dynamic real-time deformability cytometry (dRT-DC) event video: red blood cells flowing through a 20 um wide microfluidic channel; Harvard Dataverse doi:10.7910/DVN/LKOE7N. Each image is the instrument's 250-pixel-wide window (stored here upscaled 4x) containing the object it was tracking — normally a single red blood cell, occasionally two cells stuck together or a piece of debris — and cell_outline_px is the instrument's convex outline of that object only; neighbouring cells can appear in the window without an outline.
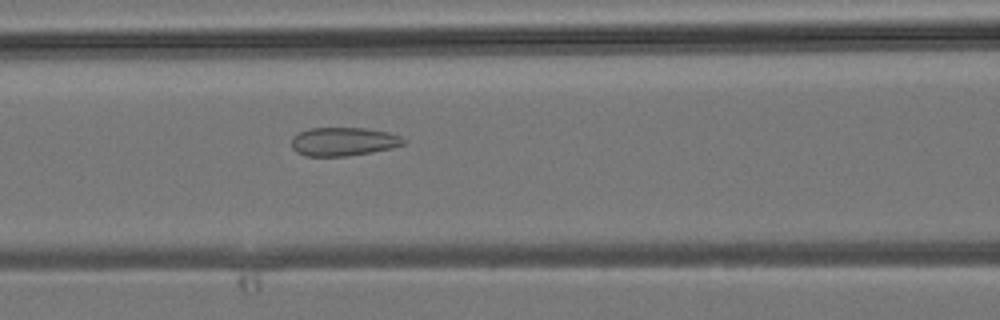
{"species": "common noctule bat (a hibernating species)", "species_latin": "Nyctalus noctula", "temperature_condition": "room temperature", "stored_images_in_passage": 38, "camera_frame_rate_fps": 3000, "um_per_image_px": 0.085, "animal": {"sex": "male", "body_mass_g": 19.2, "forearm_length_mm": 51.8}, "frame": {"image": 1, "passage_image": 17, "time_ms": 5.333, "image_size_px": [1000, 320], "cell_outline_px": [[408, 140], [404, 144], [392, 148], [348, 156], [304, 156], [296, 152], [292, 148], [292, 136], [308, 128], [364, 128], [388, 132], [400, 136]], "centroid_in_image_um": [29.19, 12.03], "position_along_channel_um": 137.4, "area_um2": 18.73}}
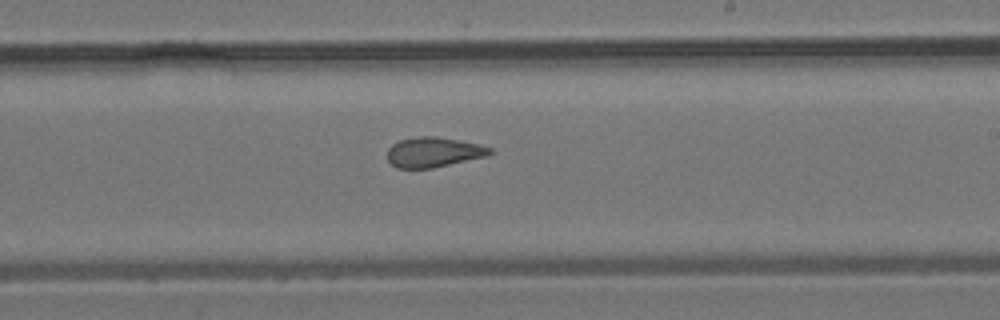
{"frame": {"image": 2, "passage_image": 24, "time_ms": 7.667, "image_size_px": [1000, 320], "cell_outline_px": [[496, 152], [488, 156], [432, 168], [396, 168], [388, 160], [388, 148], [392, 144], [400, 140], [420, 136], [436, 136], [460, 140], [492, 148]], "centroid_in_image_um": [36.88, 12.93], "position_along_channel_um": 252.1, "area_um2": 17.98}}
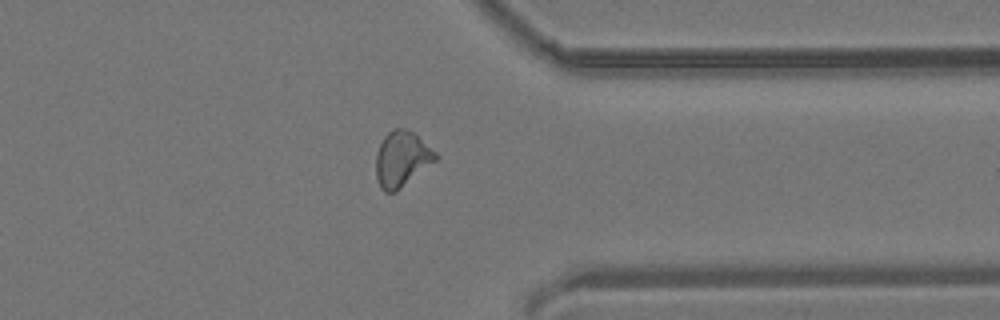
{"frame": {"image": 3, "passage_image": 32, "time_ms": 10.333, "image_size_px": [1000, 320], "cell_outline_px": [[440, 156], [436, 160], [396, 192], [384, 192], [380, 188], [376, 176], [376, 152], [384, 136], [392, 128], [408, 128], [436, 152]], "centroid_in_image_um": [34.14, 13.5], "position_along_channel_um": 377.3, "area_um2": 19.31}}